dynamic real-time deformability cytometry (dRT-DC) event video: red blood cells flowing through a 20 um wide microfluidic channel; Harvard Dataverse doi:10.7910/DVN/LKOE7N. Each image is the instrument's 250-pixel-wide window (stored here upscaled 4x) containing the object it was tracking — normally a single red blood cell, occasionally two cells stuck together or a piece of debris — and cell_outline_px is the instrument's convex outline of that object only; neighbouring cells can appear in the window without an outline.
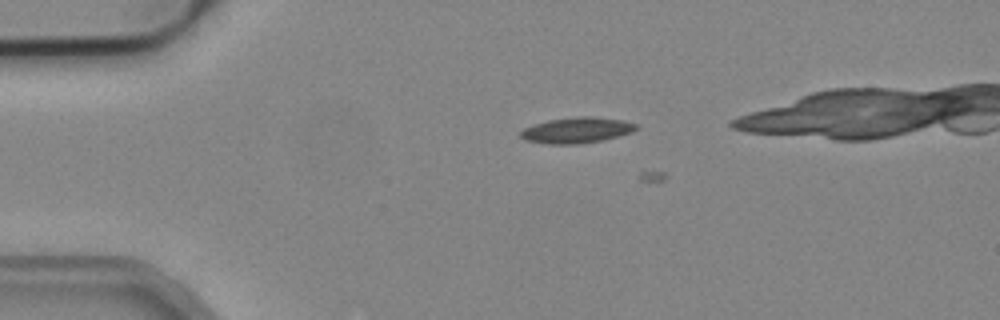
{"species": "common noctule bat (a hibernating species)", "species_latin": "Nyctalus noctula", "temperature_condition": "cold", "stored_images_in_passage": 3, "camera_frame_rate_fps": 3000, "um_per_image_px": 0.085, "animal": {"sex": "male", "body_mass_g": 19.2, "forearm_length_mm": 51.8}, "frame": {"image": 1, "passage_image": 2, "time_ms": 0.333, "image_size_px": [1000, 320], "cell_outline_px": [[640, 128], [632, 132], [600, 140], [576, 144], [548, 144], [524, 140], [520, 136], [520, 132], [524, 128], [532, 124], [548, 120], [576, 116], [592, 116], [620, 120], [636, 124]], "centroid_in_image_um": [48.97, 11.06], "position_along_channel_um": 36.0, "area_um2": 17.28}}